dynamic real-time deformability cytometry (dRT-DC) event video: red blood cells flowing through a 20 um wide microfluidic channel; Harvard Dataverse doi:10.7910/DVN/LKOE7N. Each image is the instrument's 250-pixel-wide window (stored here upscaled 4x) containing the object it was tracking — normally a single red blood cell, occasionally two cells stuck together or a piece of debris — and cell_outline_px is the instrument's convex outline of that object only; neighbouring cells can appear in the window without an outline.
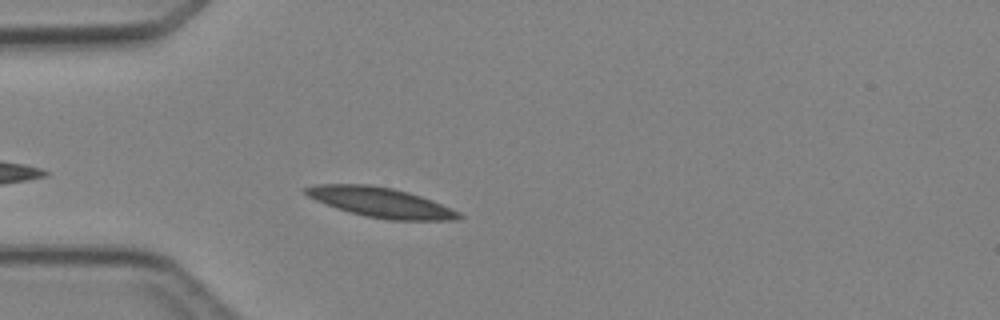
{"species": "Egyptian fruit bat (a non-hibernating species)", "species_latin": "Rousettus aegyptiacus", "temperature_condition": "cold", "stored_images_in_passage": 2, "camera_frame_rate_fps": 3000, "um_per_image_px": 0.085, "animal": {"sex": "female"}, "frame": {"image": 1, "passage_image": 2, "time_ms": 1.333, "image_size_px": [1000, 320], "cell_outline_px": [[464, 216], [460, 220], [392, 220], [364, 216], [348, 212], [336, 208], [316, 200], [308, 196], [300, 188], [316, 184], [368, 184], [392, 188], [408, 192], [432, 200], [460, 212]], "centroid_in_image_um": [32.35, 17.2], "position_along_channel_um": 52.7, "area_um2": 26.76}}